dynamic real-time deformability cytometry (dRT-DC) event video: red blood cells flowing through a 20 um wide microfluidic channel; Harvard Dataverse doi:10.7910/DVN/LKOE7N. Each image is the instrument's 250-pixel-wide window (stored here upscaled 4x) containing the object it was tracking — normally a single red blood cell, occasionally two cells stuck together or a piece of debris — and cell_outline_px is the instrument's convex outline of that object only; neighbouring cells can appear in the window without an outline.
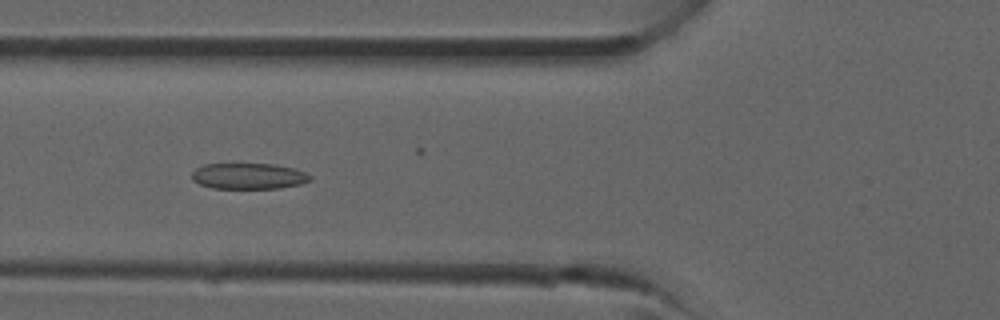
{"species": "common noctule bat (a hibernating species)", "species_latin": "Nyctalus noctula", "temperature_condition": "room temperature", "stored_images_in_passage": 27, "camera_frame_rate_fps": 3000, "um_per_image_px": 0.085, "animal": {"sex": "male", "forearm_length_mm": 52.5}, "frame": {"image": 1, "passage_image": 8, "time_ms": 2.333, "image_size_px": [1000, 320], "cell_outline_px": [[312, 180], [300, 184], [280, 188], [212, 188], [200, 184], [192, 180], [192, 172], [196, 168], [204, 164], [276, 164], [296, 168], [312, 176]], "centroid_in_image_um": [21.15, 14.96], "position_along_channel_um": 104.6, "area_um2": 17.98}}
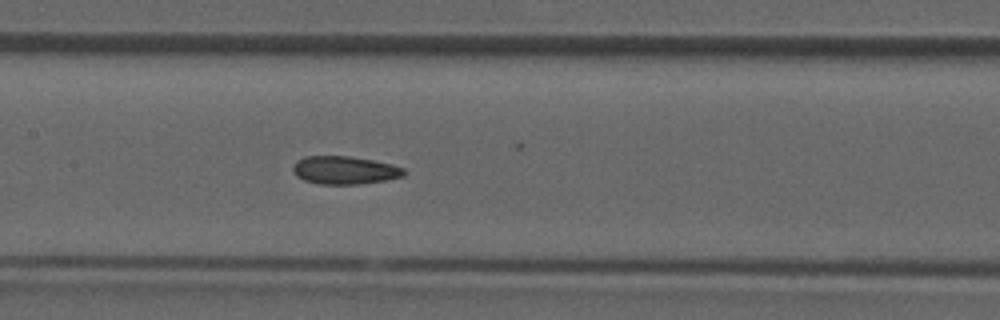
{"frame": {"image": 2, "passage_image": 12, "time_ms": 3.667, "image_size_px": [1000, 320], "cell_outline_px": [[408, 172], [404, 176], [384, 180], [360, 184], [320, 184], [304, 180], [296, 176], [292, 172], [292, 168], [296, 160], [304, 156], [348, 156], [372, 160], [392, 164], [404, 168]], "centroid_in_image_um": [29.28, 14.46], "position_along_channel_um": 178.1, "area_um2": 18.26}}